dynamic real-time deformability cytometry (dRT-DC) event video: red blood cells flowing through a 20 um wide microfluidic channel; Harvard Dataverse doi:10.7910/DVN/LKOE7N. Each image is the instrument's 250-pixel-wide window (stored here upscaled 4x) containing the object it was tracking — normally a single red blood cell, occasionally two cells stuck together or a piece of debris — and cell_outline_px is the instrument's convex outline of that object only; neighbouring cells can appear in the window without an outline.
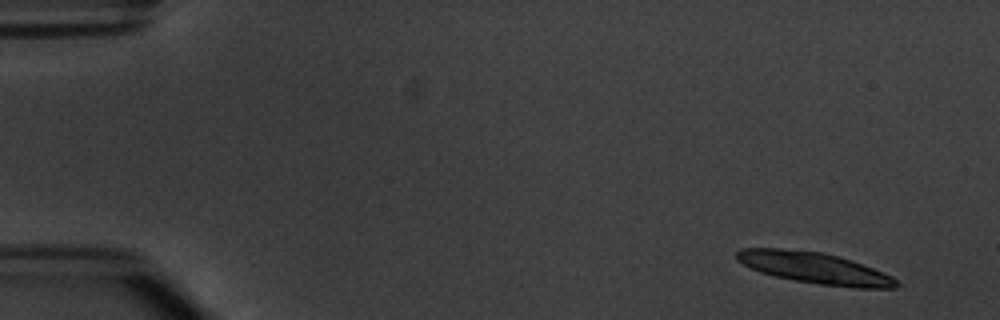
{"species": "common noctule bat (a hibernating species)", "species_latin": "Nyctalus noctula", "temperature_condition": "warm", "stored_images_in_passage": 5, "camera_frame_rate_fps": 3000, "um_per_image_px": 0.085, "animal": {"sex": "male", "body_mass_g": 20.1, "forearm_length_mm": 53.5}, "frame": {"image": 1, "passage_image": 1, "time_ms": 0.0, "image_size_px": [1000, 320], "cell_outline_px": [[900, 284], [896, 288], [856, 288], [820, 284], [796, 280], [776, 276], [760, 272], [736, 260], [736, 252], [740, 248], [780, 248], [824, 252], [872, 268], [892, 276]], "centroid_in_image_um": [69.22, 22.77], "position_along_channel_um": 15.8, "area_um2": 28.73}}